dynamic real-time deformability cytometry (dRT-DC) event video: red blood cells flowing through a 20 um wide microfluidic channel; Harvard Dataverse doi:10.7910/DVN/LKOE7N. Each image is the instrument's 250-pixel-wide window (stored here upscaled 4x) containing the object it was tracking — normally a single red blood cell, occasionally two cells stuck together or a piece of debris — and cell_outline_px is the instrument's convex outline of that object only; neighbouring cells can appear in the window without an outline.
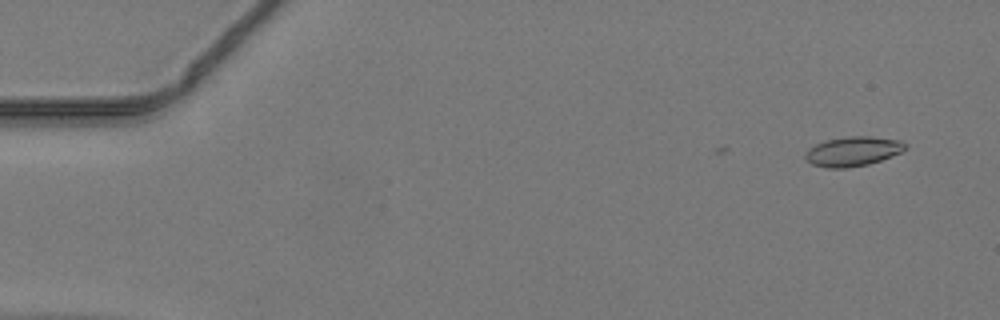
{"species": "common noctule bat (a hibernating species)", "species_latin": "Nyctalus noctula", "temperature_condition": "warm", "stored_images_in_passage": 6, "camera_frame_rate_fps": 3000, "um_per_image_px": 0.085, "animal": {"sex": "male", "body_mass_g": 19.2, "forearm_length_mm": 51.8}, "frame": {"image": 1, "passage_image": 1, "time_ms": 0.0, "image_size_px": [1000, 320], "cell_outline_px": [[908, 148], [892, 156], [868, 164], [848, 168], [828, 168], [812, 164], [804, 156], [808, 148], [816, 144], [828, 140], [848, 136], [868, 136], [900, 140], [908, 144]], "centroid_in_image_um": [72.52, 12.86], "position_along_channel_um": 12.5, "area_um2": 17.17}}